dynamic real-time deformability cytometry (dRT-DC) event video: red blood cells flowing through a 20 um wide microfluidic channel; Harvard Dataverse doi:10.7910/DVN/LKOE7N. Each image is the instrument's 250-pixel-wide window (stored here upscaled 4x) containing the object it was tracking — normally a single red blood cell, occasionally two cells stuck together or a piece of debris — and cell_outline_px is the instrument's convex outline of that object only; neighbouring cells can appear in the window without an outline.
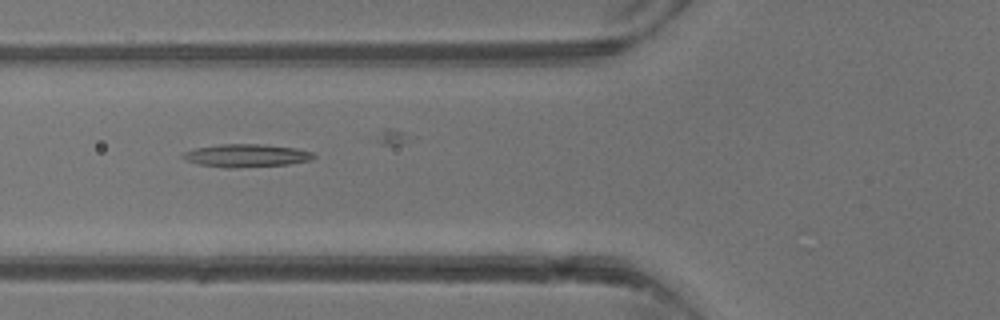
{"species": "common noctule bat (a hibernating species)", "species_latin": "Nyctalus noctula", "temperature_condition": "warm", "stored_images_in_passage": 2, "camera_frame_rate_fps": 3000, "um_per_image_px": 0.085, "animal": {"sex": "male", "body_mass_g": 13.3}, "frame": {"image": 1, "passage_image": 2, "time_ms": 1.0, "image_size_px": [1000, 320], "cell_outline_px": [[316, 156], [312, 160], [288, 164], [236, 168], [224, 168], [196, 164], [180, 156], [184, 152], [196, 148], [220, 144], [264, 144], [296, 148], [312, 152]], "centroid_in_image_um": [20.94, 13.22], "position_along_channel_um": 104.9, "area_um2": 17.57}}